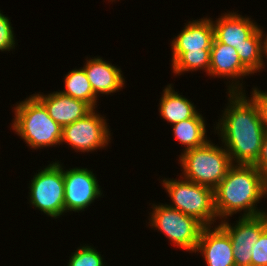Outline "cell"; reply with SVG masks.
Instances as JSON below:
<instances>
[{
	"mask_svg": "<svg viewBox=\"0 0 267 266\" xmlns=\"http://www.w3.org/2000/svg\"><path fill=\"white\" fill-rule=\"evenodd\" d=\"M245 92H228V103L214 132L233 164L253 165L259 156L264 134L257 106Z\"/></svg>",
	"mask_w": 267,
	"mask_h": 266,
	"instance_id": "1",
	"label": "cell"
},
{
	"mask_svg": "<svg viewBox=\"0 0 267 266\" xmlns=\"http://www.w3.org/2000/svg\"><path fill=\"white\" fill-rule=\"evenodd\" d=\"M215 210L224 220L240 213L257 216L266 213L257 204L264 198L263 176L254 165L233 164L214 189Z\"/></svg>",
	"mask_w": 267,
	"mask_h": 266,
	"instance_id": "2",
	"label": "cell"
},
{
	"mask_svg": "<svg viewBox=\"0 0 267 266\" xmlns=\"http://www.w3.org/2000/svg\"><path fill=\"white\" fill-rule=\"evenodd\" d=\"M214 39L211 17L188 21L171 43L172 72L177 76L203 70L209 75L210 49Z\"/></svg>",
	"mask_w": 267,
	"mask_h": 266,
	"instance_id": "3",
	"label": "cell"
},
{
	"mask_svg": "<svg viewBox=\"0 0 267 266\" xmlns=\"http://www.w3.org/2000/svg\"><path fill=\"white\" fill-rule=\"evenodd\" d=\"M12 130L32 149L60 146L62 127L44 105L32 94L15 104Z\"/></svg>",
	"mask_w": 267,
	"mask_h": 266,
	"instance_id": "4",
	"label": "cell"
},
{
	"mask_svg": "<svg viewBox=\"0 0 267 266\" xmlns=\"http://www.w3.org/2000/svg\"><path fill=\"white\" fill-rule=\"evenodd\" d=\"M217 145L209 139L201 147L181 152L178 161L183 175L180 177L214 190L233 165L226 148Z\"/></svg>",
	"mask_w": 267,
	"mask_h": 266,
	"instance_id": "5",
	"label": "cell"
},
{
	"mask_svg": "<svg viewBox=\"0 0 267 266\" xmlns=\"http://www.w3.org/2000/svg\"><path fill=\"white\" fill-rule=\"evenodd\" d=\"M181 178L161 180L162 187L164 186L163 188L171 199V204L166 205L196 218L205 227L214 226L218 219L215 210L214 190Z\"/></svg>",
	"mask_w": 267,
	"mask_h": 266,
	"instance_id": "6",
	"label": "cell"
},
{
	"mask_svg": "<svg viewBox=\"0 0 267 266\" xmlns=\"http://www.w3.org/2000/svg\"><path fill=\"white\" fill-rule=\"evenodd\" d=\"M149 224L154 230L161 231L169 241L189 253L196 250L202 229L205 227L192 216L185 215L165 204H152Z\"/></svg>",
	"mask_w": 267,
	"mask_h": 266,
	"instance_id": "7",
	"label": "cell"
},
{
	"mask_svg": "<svg viewBox=\"0 0 267 266\" xmlns=\"http://www.w3.org/2000/svg\"><path fill=\"white\" fill-rule=\"evenodd\" d=\"M61 162H50L37 170L29 183V203L48 217L64 215V166Z\"/></svg>",
	"mask_w": 267,
	"mask_h": 266,
	"instance_id": "8",
	"label": "cell"
},
{
	"mask_svg": "<svg viewBox=\"0 0 267 266\" xmlns=\"http://www.w3.org/2000/svg\"><path fill=\"white\" fill-rule=\"evenodd\" d=\"M106 121L105 116L93 109L85 117L62 127L60 144L67 143L75 152L82 153L106 148L112 136Z\"/></svg>",
	"mask_w": 267,
	"mask_h": 266,
	"instance_id": "9",
	"label": "cell"
},
{
	"mask_svg": "<svg viewBox=\"0 0 267 266\" xmlns=\"http://www.w3.org/2000/svg\"><path fill=\"white\" fill-rule=\"evenodd\" d=\"M227 219L219 220L218 223L230 236L235 266H251V250L260 235L267 229V213L257 216H239L235 224L229 223V218Z\"/></svg>",
	"mask_w": 267,
	"mask_h": 266,
	"instance_id": "10",
	"label": "cell"
},
{
	"mask_svg": "<svg viewBox=\"0 0 267 266\" xmlns=\"http://www.w3.org/2000/svg\"><path fill=\"white\" fill-rule=\"evenodd\" d=\"M95 175L83 167L64 170V214L83 212L95 199L101 198L103 191Z\"/></svg>",
	"mask_w": 267,
	"mask_h": 266,
	"instance_id": "11",
	"label": "cell"
},
{
	"mask_svg": "<svg viewBox=\"0 0 267 266\" xmlns=\"http://www.w3.org/2000/svg\"><path fill=\"white\" fill-rule=\"evenodd\" d=\"M212 23L214 38L236 50L244 44H262L261 26L246 15L230 11L212 19Z\"/></svg>",
	"mask_w": 267,
	"mask_h": 266,
	"instance_id": "12",
	"label": "cell"
},
{
	"mask_svg": "<svg viewBox=\"0 0 267 266\" xmlns=\"http://www.w3.org/2000/svg\"><path fill=\"white\" fill-rule=\"evenodd\" d=\"M209 76L229 81L227 92H245L240 80L252 74L242 65L237 50L213 39L210 49ZM244 89V90H243Z\"/></svg>",
	"mask_w": 267,
	"mask_h": 266,
	"instance_id": "13",
	"label": "cell"
},
{
	"mask_svg": "<svg viewBox=\"0 0 267 266\" xmlns=\"http://www.w3.org/2000/svg\"><path fill=\"white\" fill-rule=\"evenodd\" d=\"M196 252L202 254L207 266H235L230 236L219 224L202 229Z\"/></svg>",
	"mask_w": 267,
	"mask_h": 266,
	"instance_id": "14",
	"label": "cell"
},
{
	"mask_svg": "<svg viewBox=\"0 0 267 266\" xmlns=\"http://www.w3.org/2000/svg\"><path fill=\"white\" fill-rule=\"evenodd\" d=\"M47 109L48 115L61 127L85 117L93 108L86 102L74 99L62 92L33 94Z\"/></svg>",
	"mask_w": 267,
	"mask_h": 266,
	"instance_id": "15",
	"label": "cell"
},
{
	"mask_svg": "<svg viewBox=\"0 0 267 266\" xmlns=\"http://www.w3.org/2000/svg\"><path fill=\"white\" fill-rule=\"evenodd\" d=\"M87 78L93 88L94 94L99 97L100 94L111 95L123 89L125 78L120 67L112 65L102 57L86 58L83 67Z\"/></svg>",
	"mask_w": 267,
	"mask_h": 266,
	"instance_id": "16",
	"label": "cell"
},
{
	"mask_svg": "<svg viewBox=\"0 0 267 266\" xmlns=\"http://www.w3.org/2000/svg\"><path fill=\"white\" fill-rule=\"evenodd\" d=\"M173 85L168 84L163 89L158 106L160 116L170 125L192 118L198 112L194 103L180 93L178 94L172 87Z\"/></svg>",
	"mask_w": 267,
	"mask_h": 266,
	"instance_id": "17",
	"label": "cell"
},
{
	"mask_svg": "<svg viewBox=\"0 0 267 266\" xmlns=\"http://www.w3.org/2000/svg\"><path fill=\"white\" fill-rule=\"evenodd\" d=\"M206 120L197 112L192 118L172 124V131L176 140L183 145L182 151L198 148L205 145L207 138Z\"/></svg>",
	"mask_w": 267,
	"mask_h": 266,
	"instance_id": "18",
	"label": "cell"
},
{
	"mask_svg": "<svg viewBox=\"0 0 267 266\" xmlns=\"http://www.w3.org/2000/svg\"><path fill=\"white\" fill-rule=\"evenodd\" d=\"M64 84L65 88L60 92L74 99L88 103L93 109L97 108L96 105L99 98L94 94L93 88L82 67L79 69L74 68L67 72L64 77Z\"/></svg>",
	"mask_w": 267,
	"mask_h": 266,
	"instance_id": "19",
	"label": "cell"
},
{
	"mask_svg": "<svg viewBox=\"0 0 267 266\" xmlns=\"http://www.w3.org/2000/svg\"><path fill=\"white\" fill-rule=\"evenodd\" d=\"M262 52V44H244L237 50L242 65L251 74L260 73L265 68Z\"/></svg>",
	"mask_w": 267,
	"mask_h": 266,
	"instance_id": "20",
	"label": "cell"
},
{
	"mask_svg": "<svg viewBox=\"0 0 267 266\" xmlns=\"http://www.w3.org/2000/svg\"><path fill=\"white\" fill-rule=\"evenodd\" d=\"M103 260V255L95 247L85 244L72 252L67 266H107Z\"/></svg>",
	"mask_w": 267,
	"mask_h": 266,
	"instance_id": "21",
	"label": "cell"
},
{
	"mask_svg": "<svg viewBox=\"0 0 267 266\" xmlns=\"http://www.w3.org/2000/svg\"><path fill=\"white\" fill-rule=\"evenodd\" d=\"M10 18L5 16L0 10V51L6 52L15 49V33L10 22Z\"/></svg>",
	"mask_w": 267,
	"mask_h": 266,
	"instance_id": "22",
	"label": "cell"
},
{
	"mask_svg": "<svg viewBox=\"0 0 267 266\" xmlns=\"http://www.w3.org/2000/svg\"><path fill=\"white\" fill-rule=\"evenodd\" d=\"M252 248L251 266H267V229Z\"/></svg>",
	"mask_w": 267,
	"mask_h": 266,
	"instance_id": "23",
	"label": "cell"
},
{
	"mask_svg": "<svg viewBox=\"0 0 267 266\" xmlns=\"http://www.w3.org/2000/svg\"><path fill=\"white\" fill-rule=\"evenodd\" d=\"M249 97L257 106L261 123L265 130L267 131V94L262 90H259L258 87L252 88Z\"/></svg>",
	"mask_w": 267,
	"mask_h": 266,
	"instance_id": "24",
	"label": "cell"
},
{
	"mask_svg": "<svg viewBox=\"0 0 267 266\" xmlns=\"http://www.w3.org/2000/svg\"><path fill=\"white\" fill-rule=\"evenodd\" d=\"M253 165L262 173V176L267 174V131L264 134L257 161Z\"/></svg>",
	"mask_w": 267,
	"mask_h": 266,
	"instance_id": "25",
	"label": "cell"
},
{
	"mask_svg": "<svg viewBox=\"0 0 267 266\" xmlns=\"http://www.w3.org/2000/svg\"><path fill=\"white\" fill-rule=\"evenodd\" d=\"M261 34H262V48H263V52H262V58H266L267 59V34L264 33L263 27H261Z\"/></svg>",
	"mask_w": 267,
	"mask_h": 266,
	"instance_id": "26",
	"label": "cell"
},
{
	"mask_svg": "<svg viewBox=\"0 0 267 266\" xmlns=\"http://www.w3.org/2000/svg\"><path fill=\"white\" fill-rule=\"evenodd\" d=\"M264 198H267V174L263 176Z\"/></svg>",
	"mask_w": 267,
	"mask_h": 266,
	"instance_id": "27",
	"label": "cell"
}]
</instances>
